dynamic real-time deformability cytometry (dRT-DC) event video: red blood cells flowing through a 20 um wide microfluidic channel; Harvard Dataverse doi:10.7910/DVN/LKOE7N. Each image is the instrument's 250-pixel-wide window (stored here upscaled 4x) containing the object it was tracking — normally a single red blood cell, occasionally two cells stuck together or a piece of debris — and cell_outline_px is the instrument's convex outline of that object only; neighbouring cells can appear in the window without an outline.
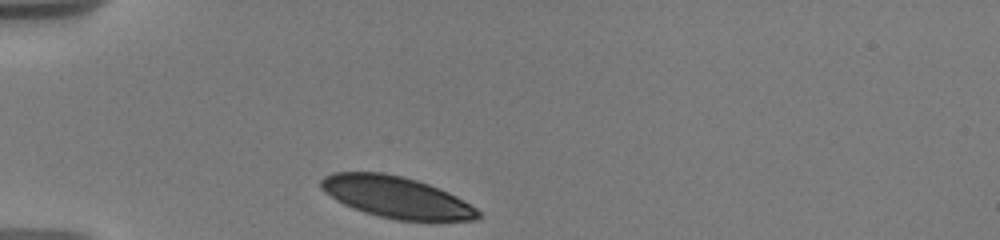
{"species": "human", "species_latin": "Homo sapiens", "temperature_condition": "warm", "stored_images_in_passage": 44, "camera_frame_rate_fps": 3000, "um_per_image_px": 0.085, "donor": {"sex": "male"}, "frame": {"image": 1, "passage_image": 1, "time_ms": 0.0, "image_size_px": [1000, 240], "cell_outline_px": [[484, 216], [476, 220], [396, 220], [364, 212], [344, 204], [336, 200], [324, 192], [320, 188], [320, 180], [324, 176], [332, 172], [384, 172], [404, 176], [440, 188], [456, 196], [476, 208]], "centroid_in_image_um": [33.68, 16.75], "position_along_channel_um": 51.3, "area_um2": 37.97}}
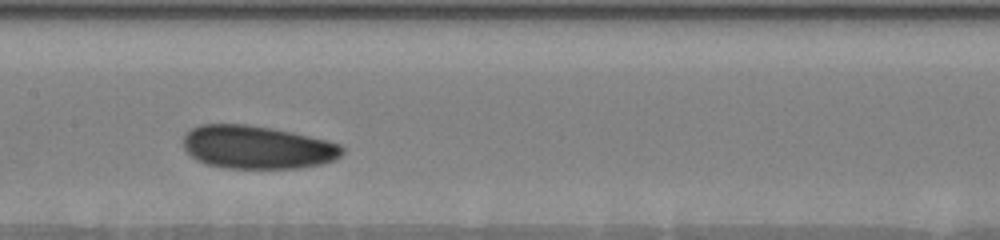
{"frame": {"image": 2, "passage_image": 26, "time_ms": 4.333, "image_size_px": [1000, 240], "cell_outline_px": [[344, 152], [340, 156], [332, 160], [320, 164], [296, 168], [224, 168], [208, 164], [196, 160], [184, 148], [184, 136], [192, 128], [200, 124], [248, 124], [272, 128], [292, 132], [328, 140], [340, 144], [344, 148]], "centroid_in_image_um": [21.87, 12.51], "position_along_channel_um": 185.5, "area_um2": 39.94}}
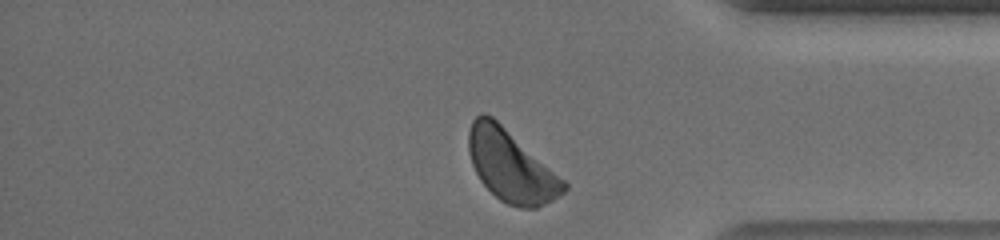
{"frame": {"image": 3, "passage_image": 43, "time_ms": 10.333, "image_size_px": [1000, 240], "cell_outline_px": [[568, 188], [564, 192], [552, 200], [536, 208], [520, 208], [508, 204], [500, 200], [480, 180], [472, 164], [468, 152], [468, 132], [472, 120], [480, 112], [484, 112], [492, 116], [564, 180], [568, 184]], "centroid_in_image_um": [43.4, 14.1], "position_along_channel_um": 391.8, "area_um2": 39.19}, "authors_computed_cell_mechanics": {"area_um2": 39.8242, "velocity_mm_per_s": 3.6221, "shape_relaxation_time_tau1_ms": 2.8021, "shape_relaxation_time_tau2_ms": null, "deformation_change_tau1": 0.0691, "deformation_change_tau2": null}}